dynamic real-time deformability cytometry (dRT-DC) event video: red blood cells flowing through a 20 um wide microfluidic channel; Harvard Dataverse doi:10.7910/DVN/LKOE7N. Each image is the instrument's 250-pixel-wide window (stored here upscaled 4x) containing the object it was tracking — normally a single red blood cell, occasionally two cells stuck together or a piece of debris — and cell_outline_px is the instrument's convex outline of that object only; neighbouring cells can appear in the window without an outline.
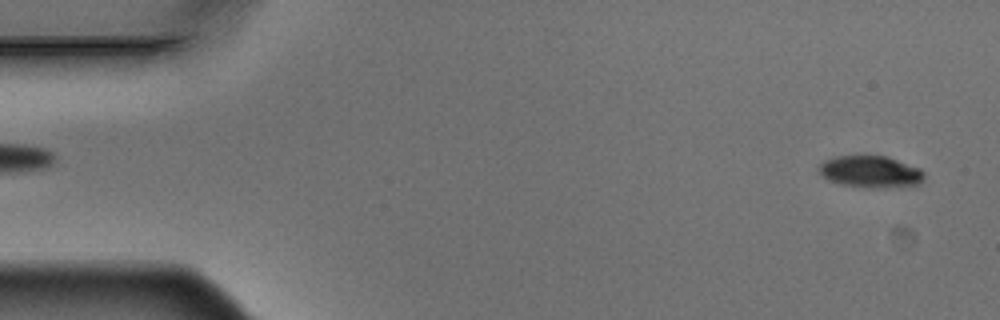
{"species": "Egyptian fruit bat (a non-hibernating species)", "species_latin": "Rousettus aegyptiacus", "temperature_condition": "warm", "stored_images_in_passage": 5, "segment_of_instrument_passage": [2, 2], "camera_frame_rate_fps": 3000, "um_per_image_px": 0.085, "animal": {"sex": "male"}, "frame": {"image": 1, "passage_image": 5, "time_ms": 1.333, "image_size_px": [1000, 320], "cell_outline_px": [[924, 180], [920, 184], [884, 188], [868, 188], [840, 184], [828, 180], [816, 168], [824, 160], [836, 156], [888, 156], [920, 168], [924, 172]], "centroid_in_image_um": [74.01, 14.6], "position_along_channel_um": 11.0, "area_um2": 19.71}}